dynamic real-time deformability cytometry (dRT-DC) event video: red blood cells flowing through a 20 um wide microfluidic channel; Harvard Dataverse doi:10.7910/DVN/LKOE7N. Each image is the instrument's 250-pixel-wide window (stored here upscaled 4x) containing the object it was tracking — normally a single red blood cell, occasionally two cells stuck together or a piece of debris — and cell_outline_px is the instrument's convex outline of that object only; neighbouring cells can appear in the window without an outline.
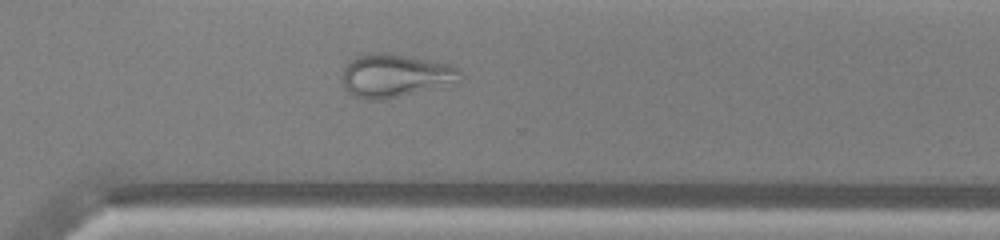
{"species": "common noctule bat (a hibernating species)", "species_latin": "Nyctalus noctula", "temperature_condition": "warm", "stored_images_in_passage": 49, "camera_frame_rate_fps": 3000, "um_per_image_px": 0.085, "animal": {"sex": "male", "body_mass_g": 13.0, "forearm_length_mm": 53.1}, "frame": {"image": 1, "passage_image": 35, "time_ms": 11.333, "image_size_px": [1000, 240], "cell_outline_px": [[460, 80], [380, 100], [372, 100], [356, 96], [348, 92], [344, 88], [344, 68], [356, 56], [372, 52], [392, 52], [412, 56], [448, 64], [456, 68], [460, 72]], "centroid_in_image_um": [33.53, 6.38], "position_along_channel_um": 337.1, "area_um2": 28.78}}
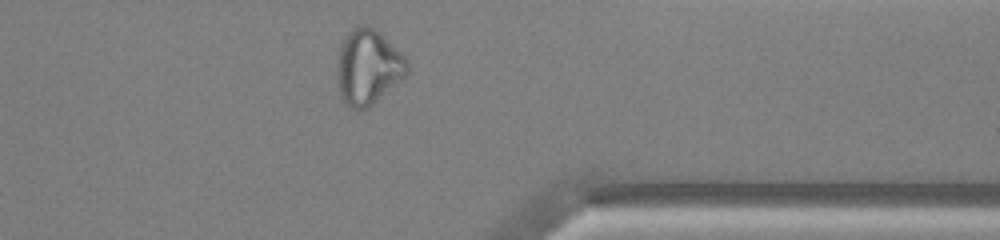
{"frame": {"image": 2, "passage_image": 39, "time_ms": 12.667, "image_size_px": [1000, 240], "cell_outline_px": [[408, 72], [404, 76], [368, 108], [360, 112], [344, 104], [340, 96], [336, 72], [336, 68], [340, 44], [348, 32], [352, 28], [360, 24], [368, 24], [400, 52], [408, 60]], "centroid_in_image_um": [31.23, 5.72], "position_along_channel_um": 380.2, "area_um2": 30.63}}